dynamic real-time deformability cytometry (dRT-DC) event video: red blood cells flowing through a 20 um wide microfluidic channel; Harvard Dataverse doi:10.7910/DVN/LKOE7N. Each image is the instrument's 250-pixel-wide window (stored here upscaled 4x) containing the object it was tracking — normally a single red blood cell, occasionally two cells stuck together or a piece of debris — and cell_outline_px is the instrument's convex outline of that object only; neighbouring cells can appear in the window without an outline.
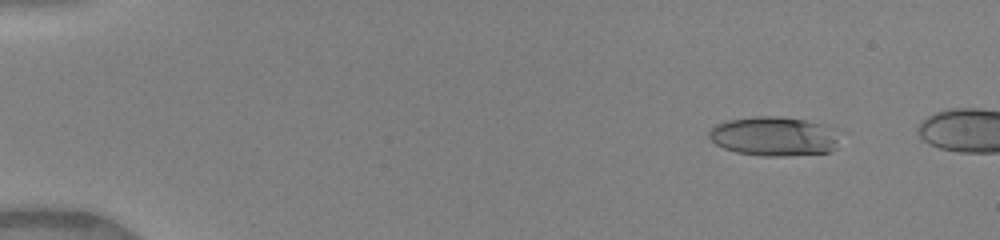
{"species": "human", "species_latin": "Homo sapiens", "temperature_condition": "warm", "stored_images_in_passage": 12, "camera_frame_rate_fps": 3000, "um_per_image_px": 0.085, "donor": {"sex": "female"}, "frame": {"image": 1, "passage_image": 3, "time_ms": 0.667, "image_size_px": [1000, 240], "cell_outline_px": [[836, 148], [828, 152], [784, 156], [764, 156], [736, 152], [724, 148], [716, 144], [708, 136], [708, 132], [716, 124], [728, 120], [752, 116], [780, 116], [804, 120], [832, 128], [836, 140]], "centroid_in_image_um": [65.72, 11.58], "position_along_channel_um": 19.3, "area_um2": 29.54}}
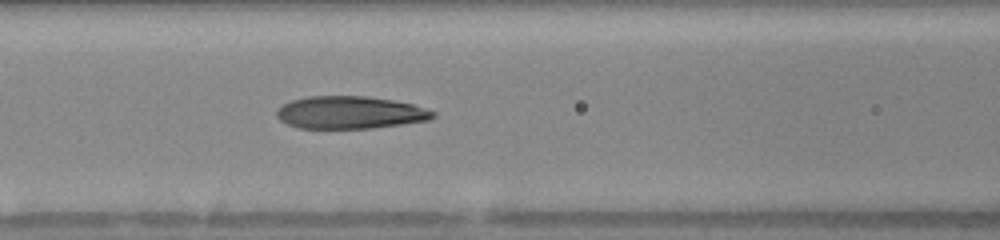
{"frame": {"image": 2, "passage_image": 12, "time_ms": 3.667, "image_size_px": [1000, 240], "cell_outline_px": [[436, 116], [428, 120], [372, 128], [300, 128], [288, 124], [280, 120], [276, 116], [276, 108], [292, 100], [308, 96], [368, 96], [392, 100], [412, 104], [436, 112]], "centroid_in_image_um": [29.73, 9.56], "position_along_channel_um": 136.9, "area_um2": 29.54}}